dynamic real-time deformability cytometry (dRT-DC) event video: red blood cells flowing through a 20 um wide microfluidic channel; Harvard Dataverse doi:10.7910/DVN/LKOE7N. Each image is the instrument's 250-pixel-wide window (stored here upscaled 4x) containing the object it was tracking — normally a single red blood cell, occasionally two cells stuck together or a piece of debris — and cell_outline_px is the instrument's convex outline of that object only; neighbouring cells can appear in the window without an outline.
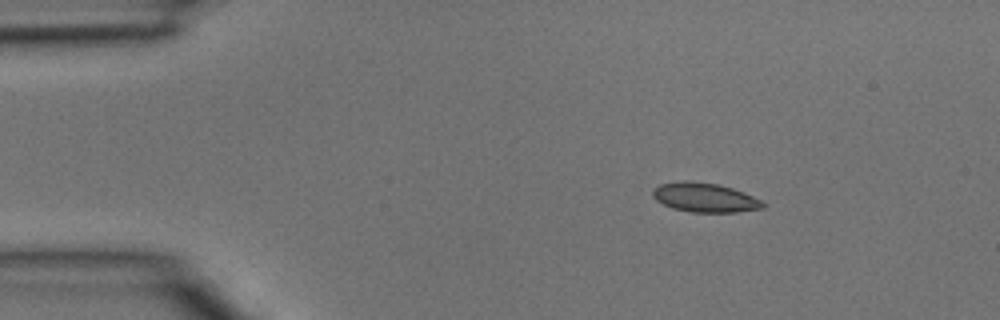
{"species": "common noctule bat (a hibernating species)", "species_latin": "Nyctalus noctula", "temperature_condition": "room temperature", "stored_images_in_passage": 4, "camera_frame_rate_fps": 3000, "um_per_image_px": 0.085, "animal": {"sex": "male", "body_mass_g": 15.6}, "frame": {"image": 1, "passage_image": 1, "time_ms": 0.0, "image_size_px": [1000, 320], "cell_outline_px": [[764, 208], [736, 212], [692, 212], [672, 208], [656, 200], [652, 196], [652, 192], [660, 184], [684, 180], [688, 180], [716, 184], [732, 188], [744, 192], [760, 200], [764, 204]], "centroid_in_image_um": [59.89, 16.79], "position_along_channel_um": 25.1, "area_um2": 18.61}}
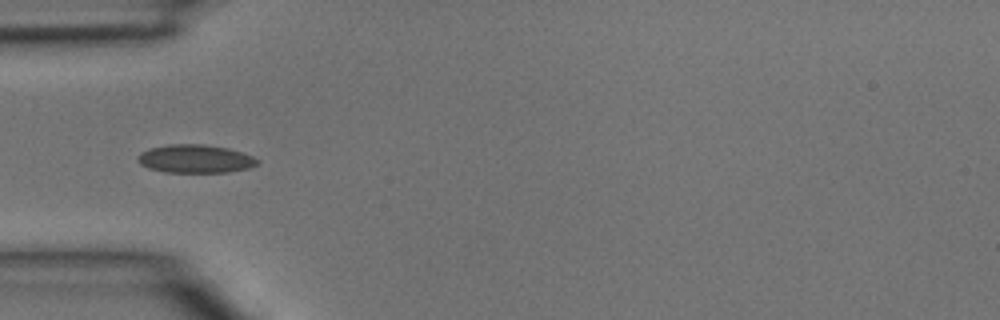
{"frame": {"image": 2, "passage_image": 3, "time_ms": 0.667, "image_size_px": [1000, 320], "cell_outline_px": [[260, 164], [248, 168], [228, 172], [164, 172], [148, 168], [140, 164], [136, 156], [140, 152], [148, 148], [168, 144], [204, 144], [228, 148], [252, 156], [260, 160]], "centroid_in_image_um": [16.58, 13.49], "position_along_channel_um": 68.4, "area_um2": 19.88}}
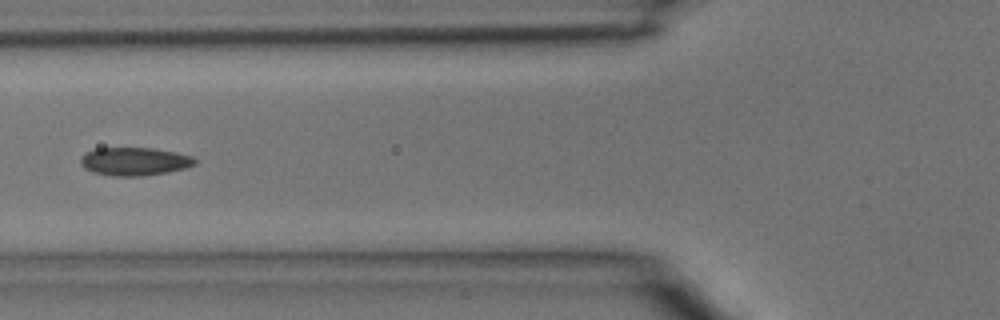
{"frame": {"image": 3, "passage_image": 4, "time_ms": 1.0, "image_size_px": [1000, 320], "cell_outline_px": [[196, 164], [184, 168], [168, 172], [140, 176], [112, 176], [92, 172], [84, 168], [80, 164], [80, 156], [96, 148], [152, 148], [176, 152], [192, 156], [196, 160]], "centroid_in_image_um": [11.41, 13.72], "position_along_channel_um": 114.4, "area_um2": 18.79}}